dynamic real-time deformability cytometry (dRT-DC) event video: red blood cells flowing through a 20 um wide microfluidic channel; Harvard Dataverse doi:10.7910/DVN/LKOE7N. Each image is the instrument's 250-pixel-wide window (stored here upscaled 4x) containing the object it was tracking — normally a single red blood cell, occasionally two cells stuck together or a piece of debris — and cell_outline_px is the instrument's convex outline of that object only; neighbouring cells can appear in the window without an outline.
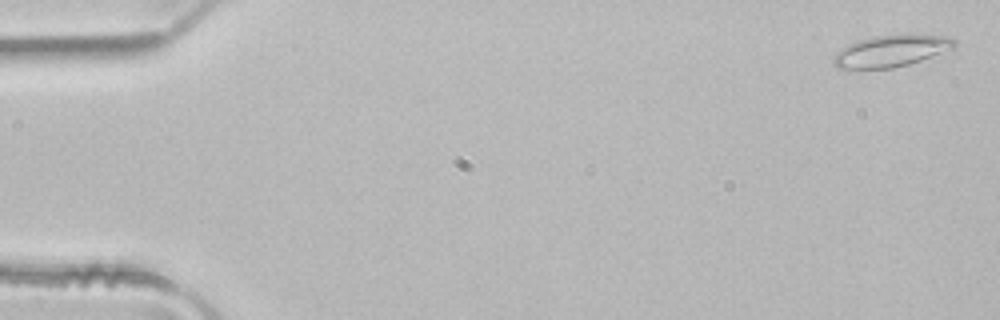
{"species": "common noctule bat (a hibernating species)", "species_latin": "Nyctalus noctula", "temperature_condition": "room temperature", "stored_images_in_passage": 4, "camera_frame_rate_fps": 3000, "um_per_image_px": 0.085, "animal": {"sex": "male", "body_mass_g": 21.5, "forearm_length_mm": 52.0}, "frame": {"image": 1, "passage_image": 1, "time_ms": 0.0, "image_size_px": [1000, 320], "cell_outline_px": [[960, 44], [952, 48], [920, 60], [908, 64], [892, 68], [836, 68], [832, 64], [832, 60], [836, 52], [840, 48], [848, 44], [872, 36], [952, 36]], "centroid_in_image_um": [75.7, 4.34], "position_along_channel_um": 9.3, "area_um2": 21.79}}